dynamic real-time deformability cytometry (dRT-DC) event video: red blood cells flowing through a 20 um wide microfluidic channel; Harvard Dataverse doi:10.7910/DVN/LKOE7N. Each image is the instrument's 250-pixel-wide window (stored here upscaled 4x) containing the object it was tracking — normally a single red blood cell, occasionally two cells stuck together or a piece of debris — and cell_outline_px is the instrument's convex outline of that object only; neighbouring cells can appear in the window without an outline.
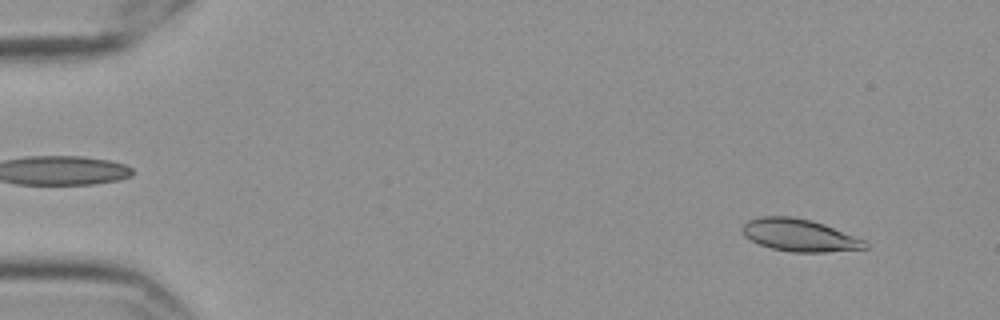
{"species": "Egyptian fruit bat (a non-hibernating species)", "species_latin": "Rousettus aegyptiacus", "temperature_condition": "cold", "stored_images_in_passage": 57, "camera_frame_rate_fps": 3000, "um_per_image_px": 0.085, "frame": {"image": 1, "passage_image": 5, "time_ms": 1.333, "image_size_px": [1000, 320], "cell_outline_px": [[868, 248], [824, 252], [792, 252], [772, 248], [760, 244], [744, 236], [740, 228], [748, 220], [760, 216], [792, 216], [812, 220], [824, 224], [864, 240], [868, 244]], "centroid_in_image_um": [67.93, 19.98], "position_along_channel_um": 17.1, "area_um2": 23.06}}
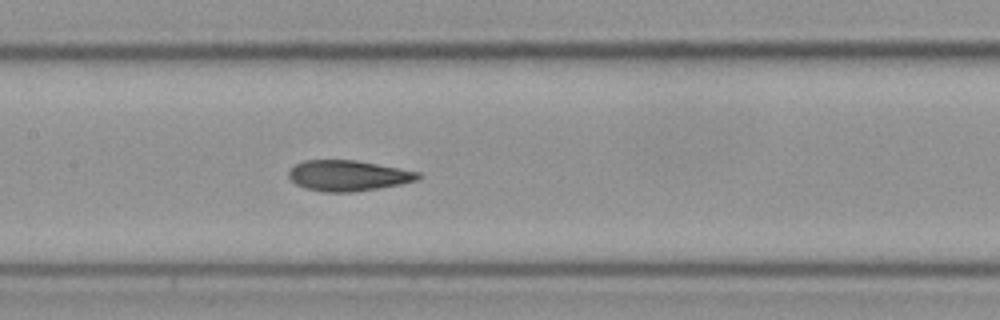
{"frame": {"image": 2, "passage_image": 28, "time_ms": 9.0, "image_size_px": [1000, 320], "cell_outline_px": [[424, 176], [420, 180], [380, 188], [356, 192], [324, 192], [304, 188], [296, 184], [288, 176], [288, 172], [296, 164], [304, 160], [356, 160], [400, 168], [420, 172]], "centroid_in_image_um": [29.64, 14.93], "position_along_channel_um": 177.8, "area_um2": 23.35}}
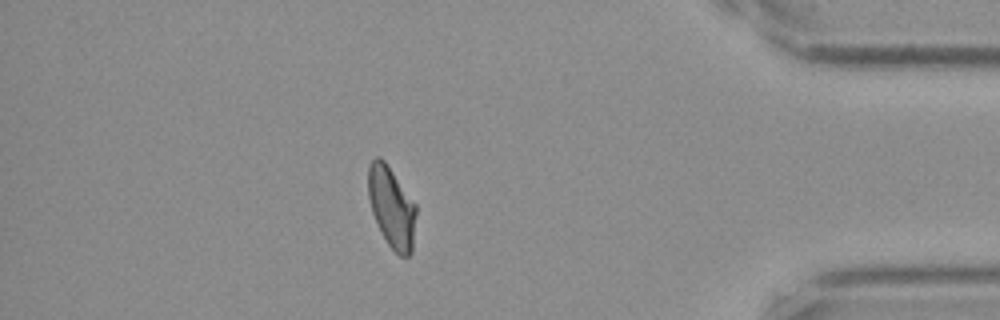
{"frame": {"image": 3, "passage_image": 50, "time_ms": 16.333, "image_size_px": [1000, 320], "cell_outline_px": [[416, 212], [412, 252], [408, 256], [400, 256], [388, 244], [372, 212], [368, 196], [368, 164], [376, 156], [380, 156], [384, 160], [416, 204]], "centroid_in_image_um": [33.28, 17.58], "position_along_channel_um": 401.9, "area_um2": 22.37}, "authors_computed_cell_mechanics": {"area_um2": 23.0622, "velocity_mm_per_s": 3.5545, "shape_relaxation_time_tau1_ms": 9.9473, "shape_relaxation_time_tau2_ms": 2.0482, "deformation_change_tau1": 0.2251, "deformation_change_tau2": 0.0797}}